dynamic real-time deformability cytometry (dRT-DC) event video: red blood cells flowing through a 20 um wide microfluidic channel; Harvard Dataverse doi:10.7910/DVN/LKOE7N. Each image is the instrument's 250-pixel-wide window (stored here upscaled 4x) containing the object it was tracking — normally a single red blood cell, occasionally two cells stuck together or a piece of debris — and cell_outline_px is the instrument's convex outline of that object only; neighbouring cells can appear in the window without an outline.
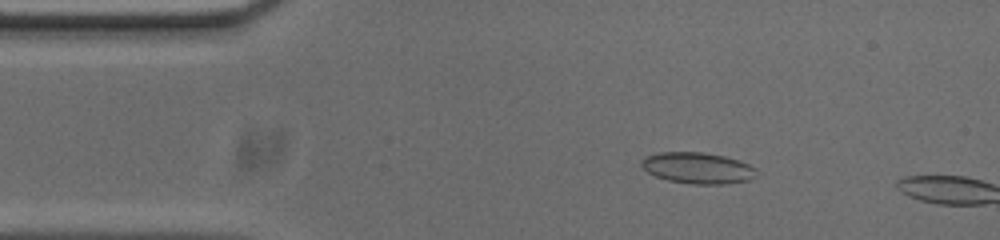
{"species": "common noctule bat (a hibernating species)", "species_latin": "Nyctalus noctula", "temperature_condition": "cold", "stored_images_in_passage": 9, "camera_frame_rate_fps": 3000, "um_per_image_px": 0.085, "animal": {"sex": "male", "body_mass_g": 20.0, "forearm_length_mm": 53.3}, "frame": {"image": 1, "passage_image": 8, "time_ms": 2.333, "image_size_px": [1000, 240], "cell_outline_px": [[756, 176], [748, 180], [724, 184], [692, 184], [668, 180], [656, 176], [640, 168], [640, 160], [644, 156], [660, 152], [704, 152], [724, 156], [740, 160], [756, 168]], "centroid_in_image_um": [59.27, 14.27], "position_along_channel_um": 25.7, "area_um2": 21.1}}